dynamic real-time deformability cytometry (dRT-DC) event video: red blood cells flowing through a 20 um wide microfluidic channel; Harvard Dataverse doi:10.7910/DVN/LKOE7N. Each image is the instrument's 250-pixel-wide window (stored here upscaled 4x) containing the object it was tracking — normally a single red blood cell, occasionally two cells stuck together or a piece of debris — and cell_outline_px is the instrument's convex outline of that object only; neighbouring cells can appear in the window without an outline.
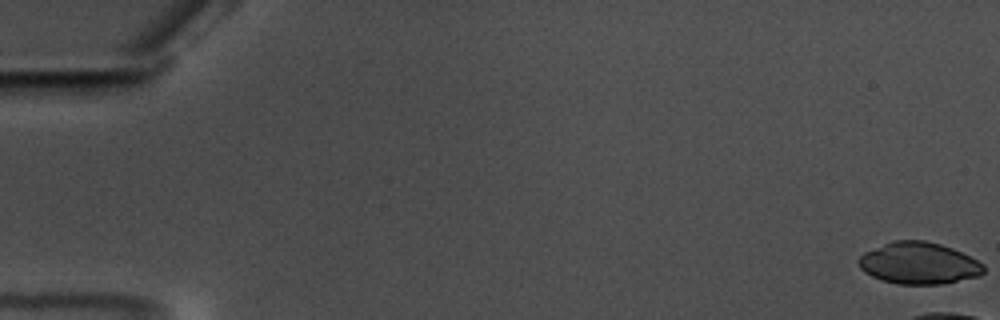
{"species": "common noctule bat (a hibernating species)", "species_latin": "Nyctalus noctula", "temperature_condition": "warm", "stored_images_in_passage": 11, "camera_frame_rate_fps": 3000, "um_per_image_px": 0.085, "animal": {"sex": "male", "body_mass_g": 17.5, "forearm_length_mm": 52.3}, "frame": {"image": 1, "passage_image": 1, "time_ms": 0.0, "image_size_px": [1000, 320], "cell_outline_px": [[984, 272], [980, 276], [940, 284], [896, 284], [880, 280], [872, 276], [860, 268], [856, 260], [864, 252], [892, 240], [924, 240], [940, 244], [952, 248], [984, 264]], "centroid_in_image_um": [78.07, 22.37], "position_along_channel_um": 6.9, "area_um2": 30.46}}